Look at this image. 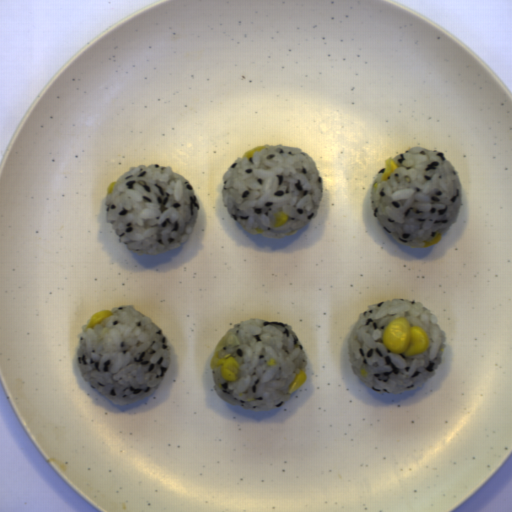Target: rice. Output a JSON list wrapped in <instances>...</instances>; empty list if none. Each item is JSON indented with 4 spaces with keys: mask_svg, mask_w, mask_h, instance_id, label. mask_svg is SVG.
I'll list each match as a JSON object with an SVG mask.
<instances>
[{
    "mask_svg": "<svg viewBox=\"0 0 512 512\" xmlns=\"http://www.w3.org/2000/svg\"><path fill=\"white\" fill-rule=\"evenodd\" d=\"M250 157H236L222 183L224 207L246 231L286 238L317 218L324 195L323 179L312 158L298 147L265 145ZM289 219L273 226V213ZM256 228L263 233L258 234Z\"/></svg>",
    "mask_w": 512,
    "mask_h": 512,
    "instance_id": "652b925c",
    "label": "rice"
},
{
    "mask_svg": "<svg viewBox=\"0 0 512 512\" xmlns=\"http://www.w3.org/2000/svg\"><path fill=\"white\" fill-rule=\"evenodd\" d=\"M100 324L77 335L75 360L80 375L114 405L144 401L161 383L172 353L161 328L134 305L110 310Z\"/></svg>",
    "mask_w": 512,
    "mask_h": 512,
    "instance_id": "023b6e5f",
    "label": "rice"
},
{
    "mask_svg": "<svg viewBox=\"0 0 512 512\" xmlns=\"http://www.w3.org/2000/svg\"><path fill=\"white\" fill-rule=\"evenodd\" d=\"M397 168L382 180L385 167L370 188L372 213L397 242L425 249L437 233L448 232L463 206V184L443 152L410 147L394 157Z\"/></svg>",
    "mask_w": 512,
    "mask_h": 512,
    "instance_id": "8eca5e8b",
    "label": "rice"
},
{
    "mask_svg": "<svg viewBox=\"0 0 512 512\" xmlns=\"http://www.w3.org/2000/svg\"><path fill=\"white\" fill-rule=\"evenodd\" d=\"M104 198L107 222L136 255H159L185 244L200 207L191 183L173 167L132 166Z\"/></svg>",
    "mask_w": 512,
    "mask_h": 512,
    "instance_id": "acb35da6",
    "label": "rice"
},
{
    "mask_svg": "<svg viewBox=\"0 0 512 512\" xmlns=\"http://www.w3.org/2000/svg\"><path fill=\"white\" fill-rule=\"evenodd\" d=\"M214 353L238 363L237 380L223 381L220 368H212L217 396L231 406L268 411L289 402L290 385L301 370L306 374L308 357L291 325L253 318L234 323L217 342Z\"/></svg>",
    "mask_w": 512,
    "mask_h": 512,
    "instance_id": "b023fe2a",
    "label": "rice"
},
{
    "mask_svg": "<svg viewBox=\"0 0 512 512\" xmlns=\"http://www.w3.org/2000/svg\"><path fill=\"white\" fill-rule=\"evenodd\" d=\"M348 339V355L352 372L376 393L401 394L430 381L442 361L446 334L438 324V316L419 301L393 298L366 306ZM406 317L411 326L420 325L429 334L426 352L411 356L398 355L383 346L382 332L389 321ZM365 368L368 375L360 374Z\"/></svg>",
    "mask_w": 512,
    "mask_h": 512,
    "instance_id": "e3fd555f",
    "label": "rice"
}]
</instances>
